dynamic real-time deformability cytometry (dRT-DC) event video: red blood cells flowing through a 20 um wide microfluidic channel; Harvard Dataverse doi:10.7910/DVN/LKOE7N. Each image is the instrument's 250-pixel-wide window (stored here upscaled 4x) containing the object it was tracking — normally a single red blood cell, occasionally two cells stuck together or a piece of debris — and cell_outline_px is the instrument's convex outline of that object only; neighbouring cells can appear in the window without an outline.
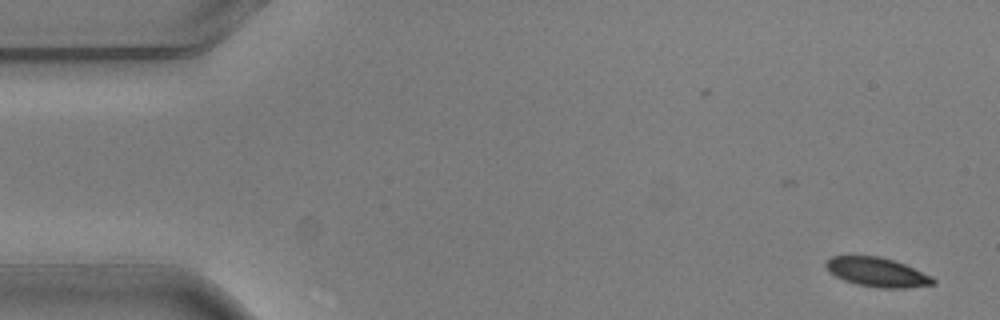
{"species": "common noctule bat (a hibernating species)", "species_latin": "Nyctalus noctula", "temperature_condition": "warm", "stored_images_in_passage": 4, "camera_frame_rate_fps": 3000, "um_per_image_px": 0.085, "animal": {"sex": "male", "body_mass_g": 20.5, "forearm_length_mm": 52.5}, "frame": {"image": 1, "passage_image": 1, "time_ms": 0.0, "image_size_px": [1000, 320], "cell_outline_px": [[936, 284], [904, 288], [880, 288], [856, 284], [844, 280], [836, 276], [824, 264], [824, 260], [832, 256], [880, 256], [904, 264], [932, 276], [936, 280]], "centroid_in_image_um": [74.57, 23.13], "position_along_channel_um": 10.4, "area_um2": 18.15}}